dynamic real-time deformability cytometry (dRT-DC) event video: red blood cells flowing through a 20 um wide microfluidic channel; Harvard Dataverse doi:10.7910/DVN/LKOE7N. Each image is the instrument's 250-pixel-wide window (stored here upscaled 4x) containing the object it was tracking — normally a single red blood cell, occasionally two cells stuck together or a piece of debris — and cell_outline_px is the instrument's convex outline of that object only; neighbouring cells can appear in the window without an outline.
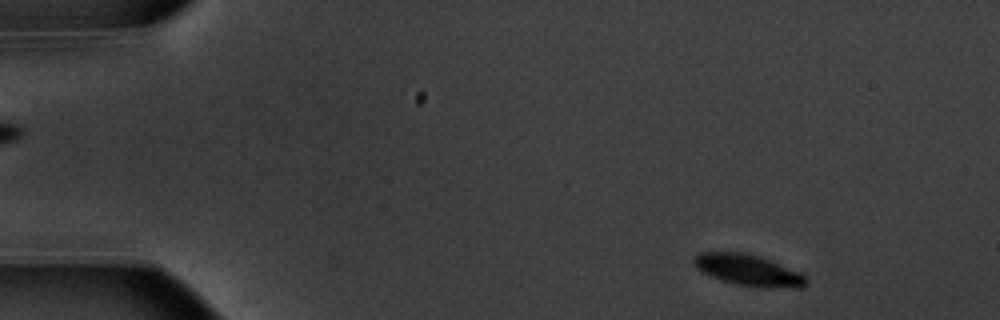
{"species": "common noctule bat (a hibernating species)", "species_latin": "Nyctalus noctula", "temperature_condition": "warm", "stored_images_in_passage": 51, "camera_frame_rate_fps": 3000, "um_per_image_px": 0.085, "animal": {"sex": "male", "body_mass_g": 20.1, "forearm_length_mm": 53.5}, "frame": {"image": 1, "passage_image": 3, "time_ms": 0.667, "image_size_px": [1000, 320], "cell_outline_px": [[808, 284], [800, 288], [756, 288], [736, 284], [720, 280], [696, 268], [692, 264], [692, 256], [700, 252], [748, 252], [772, 260], [800, 272], [808, 280]], "centroid_in_image_um": [63.62, 22.96], "position_along_channel_um": 21.4, "area_um2": 20.98}}
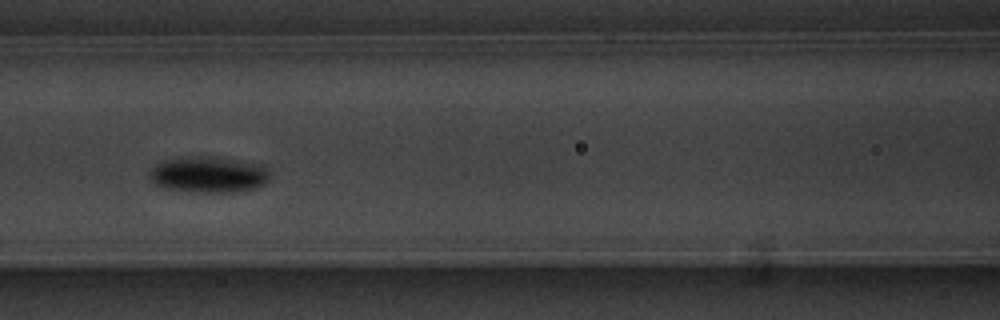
{"frame": {"image": 2, "passage_image": 21, "time_ms": 6.667, "image_size_px": [1000, 320], "cell_outline_px": [[268, 180], [264, 184], [256, 188], [232, 192], [200, 192], [164, 188], [156, 184], [148, 176], [148, 172], [156, 164], [164, 160], [192, 156], [216, 156], [260, 164], [268, 172]], "centroid_in_image_um": [17.7, 14.83], "position_along_channel_um": 148.9, "area_um2": 25.26}}
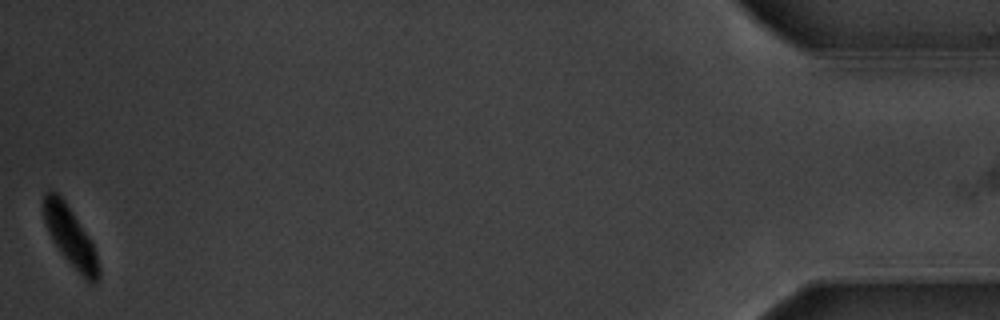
{"frame": {"image": 3, "passage_image": 51, "time_ms": 16.667, "image_size_px": [1000, 320], "cell_outline_px": [[100, 276], [96, 284], [88, 284], [84, 280], [60, 252], [52, 240], [48, 232], [44, 220], [44, 192], [48, 188], [56, 192], [64, 200], [92, 240], [96, 252], [100, 268]], "centroid_in_image_um": [6.01, 20.17], "position_along_channel_um": 429.2, "area_um2": 19.42}, "authors_computed_cell_mechanics": {"area_um2": 21.3282, "velocity_mm_per_s": 3.695, "shape_relaxation_time_tau1_ms": 1.255, "shape_relaxation_time_tau2_ms": null, "deformation_change_tau1": 0.1246, "deformation_change_tau2": null}}